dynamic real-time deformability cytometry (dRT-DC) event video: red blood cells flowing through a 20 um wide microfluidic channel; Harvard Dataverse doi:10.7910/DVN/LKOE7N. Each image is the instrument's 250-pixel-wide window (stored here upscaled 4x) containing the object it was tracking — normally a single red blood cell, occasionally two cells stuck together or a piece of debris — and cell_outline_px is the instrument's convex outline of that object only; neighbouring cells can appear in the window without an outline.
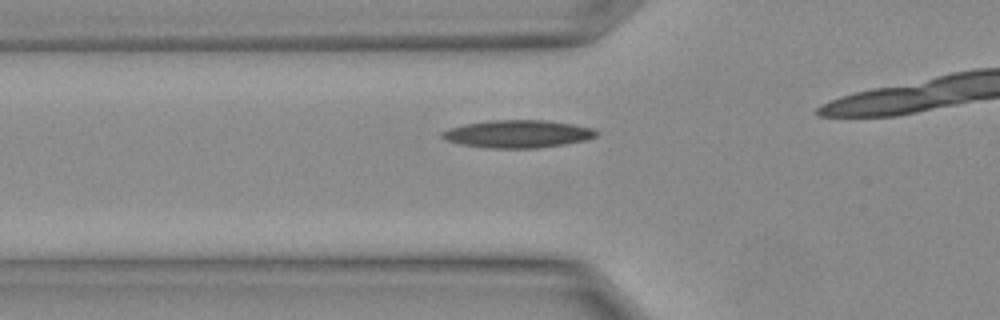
{"species": "Egyptian fruit bat (a non-hibernating species)", "species_latin": "Rousettus aegyptiacus", "temperature_condition": "warm", "stored_images_in_passage": 7, "camera_frame_rate_fps": 3000, "um_per_image_px": 0.085, "animal": {"sex": "female"}, "frame": {"image": 1, "passage_image": 2, "time_ms": 0.333, "image_size_px": [1000, 320], "cell_outline_px": [[600, 132], [596, 136], [584, 140], [564, 144], [536, 148], [488, 148], [460, 144], [448, 140], [440, 136], [440, 132], [448, 128], [464, 124], [488, 120], [544, 120], [592, 128]], "centroid_in_image_um": [43.96, 11.38], "position_along_channel_um": 81.8, "area_um2": 24.74}}